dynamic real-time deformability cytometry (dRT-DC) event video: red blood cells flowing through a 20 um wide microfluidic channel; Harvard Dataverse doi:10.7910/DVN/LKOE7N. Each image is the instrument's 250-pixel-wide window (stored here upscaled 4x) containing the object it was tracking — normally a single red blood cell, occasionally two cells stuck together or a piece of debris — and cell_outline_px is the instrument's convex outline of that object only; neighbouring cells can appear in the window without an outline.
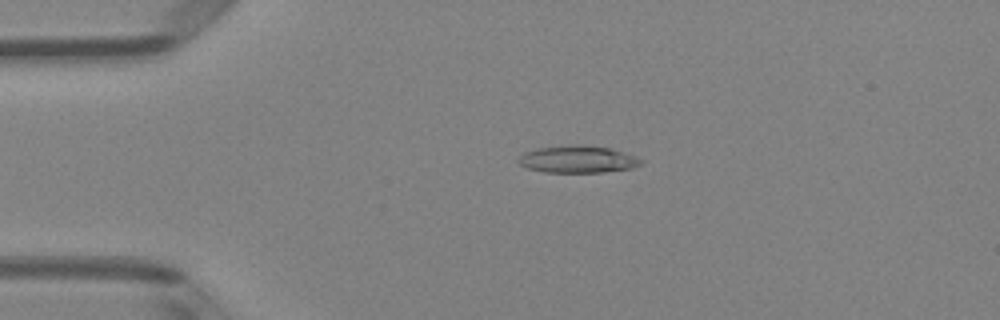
{"species": "Egyptian fruit bat (a non-hibernating species)", "species_latin": "Rousettus aegyptiacus", "temperature_condition": "room temperature", "stored_images_in_passage": 51, "camera_frame_rate_fps": 3000, "um_per_image_px": 0.085, "animal": {"sex": "female"}, "frame": {"image": 1, "passage_image": 12, "time_ms": 3.667, "image_size_px": [1000, 320], "cell_outline_px": [[644, 160], [640, 164], [632, 168], [604, 172], [544, 172], [524, 168], [516, 160], [524, 152], [536, 148], [568, 144], [580, 144], [608, 148], [624, 152], [636, 156]], "centroid_in_image_um": [49.06, 13.53], "position_along_channel_um": 35.9, "area_um2": 19.65}}
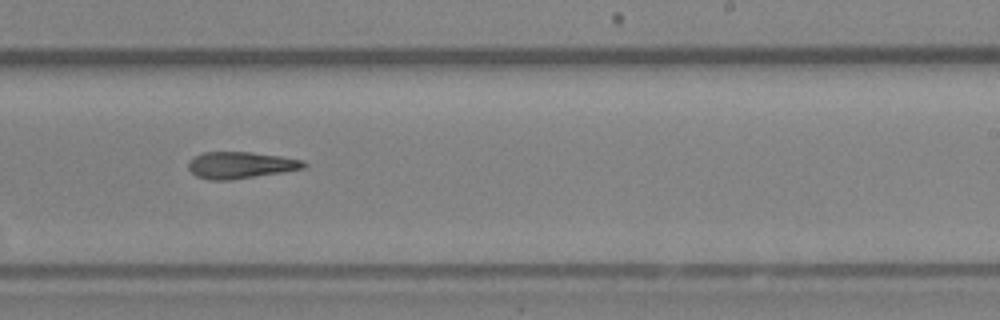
{"frame": {"image": 2, "passage_image": 32, "time_ms": 10.333, "image_size_px": [1000, 320], "cell_outline_px": [[308, 164], [304, 168], [284, 172], [232, 180], [208, 180], [196, 176], [188, 168], [188, 160], [192, 156], [204, 152], [252, 152], [280, 156], [304, 160]], "centroid_in_image_um": [20.43, 14.03], "position_along_channel_um": 268.6, "area_um2": 18.21}}
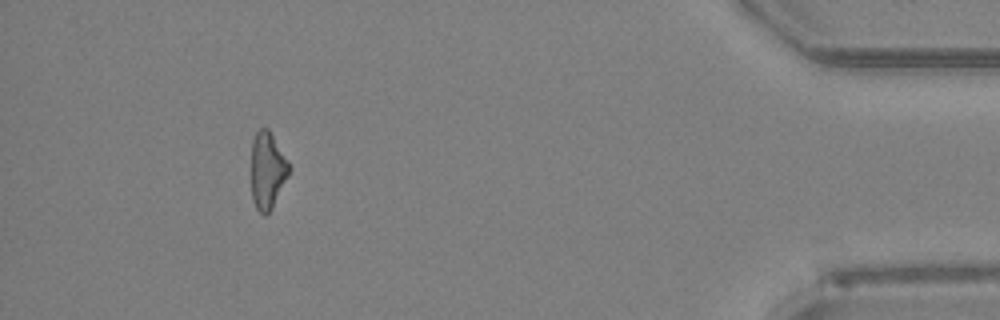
{"frame": {"image": 3, "passage_image": 47, "time_ms": 15.333, "image_size_px": [1000, 320], "cell_outline_px": [[292, 168], [272, 208], [264, 216], [256, 208], [252, 200], [252, 140], [256, 132], [260, 128], [268, 128], [288, 160]], "centroid_in_image_um": [22.74, 14.48], "position_along_channel_um": 412.5, "area_um2": 16.94}}